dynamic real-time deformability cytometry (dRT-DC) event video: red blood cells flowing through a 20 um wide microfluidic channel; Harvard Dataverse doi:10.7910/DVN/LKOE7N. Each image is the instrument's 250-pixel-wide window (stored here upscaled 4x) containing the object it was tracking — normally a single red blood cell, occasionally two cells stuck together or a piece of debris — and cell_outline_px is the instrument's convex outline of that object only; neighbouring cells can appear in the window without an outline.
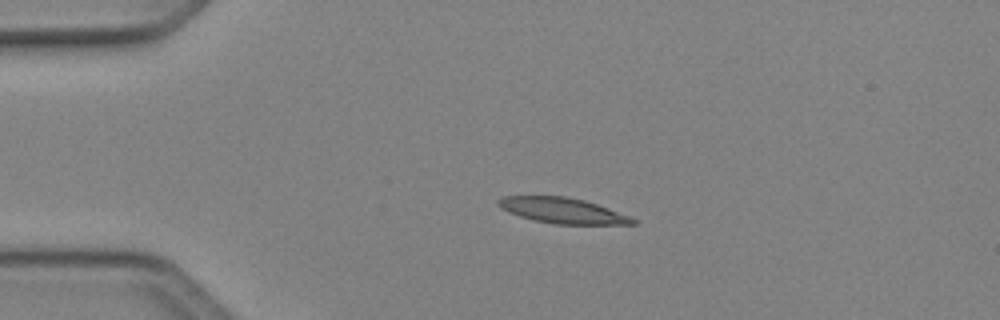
{"species": "Egyptian fruit bat (a non-hibernating species)", "species_latin": "Rousettus aegyptiacus", "temperature_condition": "cold", "stored_images_in_passage": 39, "camera_frame_rate_fps": 3000, "um_per_image_px": 0.085, "animal": {"sex": "female"}, "frame": {"image": 1, "passage_image": 1, "time_ms": 0.0, "image_size_px": [1000, 320], "cell_outline_px": [[640, 224], [556, 224], [532, 220], [508, 212], [500, 208], [496, 204], [496, 200], [504, 196], [564, 196], [584, 200], [608, 208], [628, 216], [636, 220]], "centroid_in_image_um": [47.77, 17.89], "position_along_channel_um": 37.2, "area_um2": 19.94}}
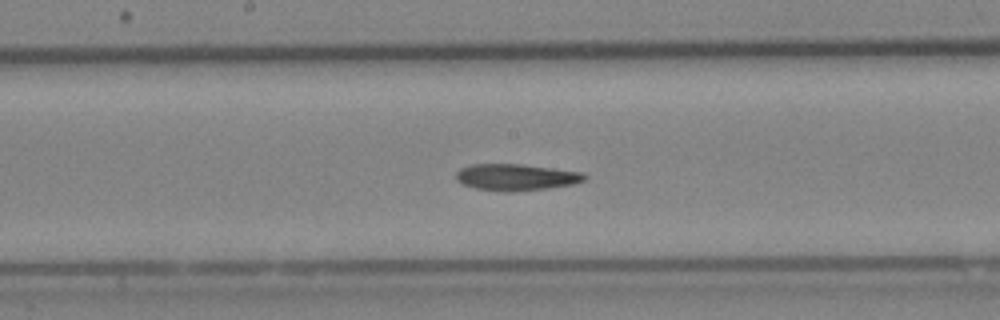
{"frame": {"image": 2, "passage_image": 16, "time_ms": 5.0, "image_size_px": [1000, 320], "cell_outline_px": [[588, 176], [584, 180], [572, 184], [548, 188], [512, 192], [504, 192], [476, 188], [464, 184], [456, 180], [456, 172], [460, 168], [472, 164], [520, 164], [584, 172]], "centroid_in_image_um": [43.87, 15.06], "position_along_channel_um": 204.3, "area_um2": 19.88}}
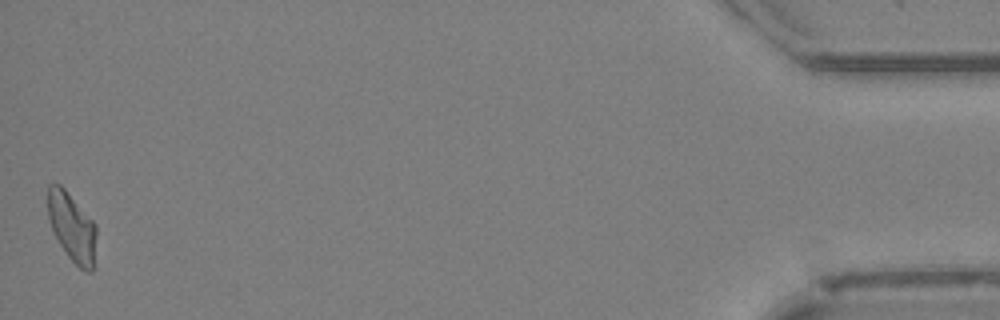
{"frame": {"image": 3, "passage_image": 39, "time_ms": 12.667, "image_size_px": [1000, 320], "cell_outline_px": [[96, 236], [92, 272], [84, 272], [68, 256], [60, 244], [52, 228], [48, 216], [48, 184], [60, 184], [64, 188], [96, 224]], "centroid_in_image_um": [6.12, 19.3], "position_along_channel_um": 429.1, "area_um2": 19.13}}